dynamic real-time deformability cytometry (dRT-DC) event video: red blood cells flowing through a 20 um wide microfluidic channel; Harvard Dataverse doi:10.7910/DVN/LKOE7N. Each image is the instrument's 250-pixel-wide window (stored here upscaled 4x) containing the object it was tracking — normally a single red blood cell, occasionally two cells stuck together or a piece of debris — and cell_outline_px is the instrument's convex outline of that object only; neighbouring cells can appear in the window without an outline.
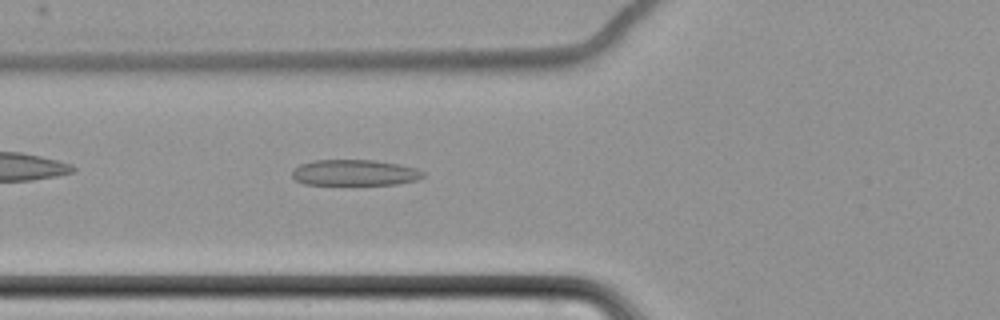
{"species": "common noctule bat (a hibernating species)", "species_latin": "Nyctalus noctula", "temperature_condition": "cold", "stored_images_in_passage": 7, "camera_frame_rate_fps": 3000, "um_per_image_px": 0.085, "animal": {"sex": "female", "body_mass_g": 22.7, "forearm_length_mm": 54.2}, "frame": {"image": 1, "passage_image": 7, "time_ms": 8.667, "image_size_px": [1000, 320], "cell_outline_px": [[424, 176], [416, 180], [396, 184], [304, 184], [296, 180], [292, 176], [292, 172], [300, 164], [312, 160], [372, 160], [400, 164], [416, 168], [424, 172]], "centroid_in_image_um": [30.15, 14.67], "position_along_channel_um": 95.6, "area_um2": 19.65}}